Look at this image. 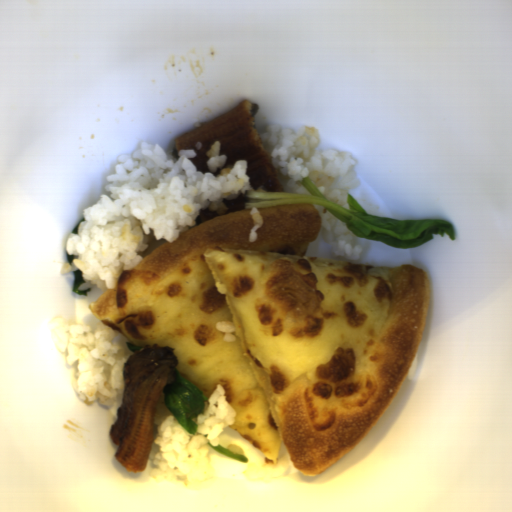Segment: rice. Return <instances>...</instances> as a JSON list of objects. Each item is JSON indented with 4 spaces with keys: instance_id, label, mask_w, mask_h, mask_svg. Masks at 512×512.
<instances>
[{
    "instance_id": "rice-1",
    "label": "rice",
    "mask_w": 512,
    "mask_h": 512,
    "mask_svg": "<svg viewBox=\"0 0 512 512\" xmlns=\"http://www.w3.org/2000/svg\"><path fill=\"white\" fill-rule=\"evenodd\" d=\"M216 141L208 152L209 172L197 171L189 158L195 150H180L178 160H168L159 144L142 142L120 156L115 173L107 178L105 190L94 206L83 212L77 233L66 240V254L74 255L61 267V274L82 271V279L102 292L117 288L123 271H131L143 261L152 239L172 244L180 234L197 225L201 210L225 215L224 200L234 201L252 191L247 175L248 161L237 160L224 167Z\"/></svg>"
},
{
    "instance_id": "rice-2",
    "label": "rice",
    "mask_w": 512,
    "mask_h": 512,
    "mask_svg": "<svg viewBox=\"0 0 512 512\" xmlns=\"http://www.w3.org/2000/svg\"><path fill=\"white\" fill-rule=\"evenodd\" d=\"M259 137L264 151L271 156L273 168L278 170L282 192L312 195L302 184L308 177L331 203L350 209L348 192L360 183L351 152L317 151L321 139L313 126H301L295 132L292 128L282 130V124L273 123Z\"/></svg>"
},
{
    "instance_id": "rice-3",
    "label": "rice",
    "mask_w": 512,
    "mask_h": 512,
    "mask_svg": "<svg viewBox=\"0 0 512 512\" xmlns=\"http://www.w3.org/2000/svg\"><path fill=\"white\" fill-rule=\"evenodd\" d=\"M51 322L54 347L67 356V365L78 360L72 384L76 395L87 405L99 399L118 417L125 395L124 366L135 353L127 345L132 342L102 321L95 330L61 318Z\"/></svg>"
},
{
    "instance_id": "rice-4",
    "label": "rice",
    "mask_w": 512,
    "mask_h": 512,
    "mask_svg": "<svg viewBox=\"0 0 512 512\" xmlns=\"http://www.w3.org/2000/svg\"><path fill=\"white\" fill-rule=\"evenodd\" d=\"M225 394V388L218 383L204 402V413L192 419L198 425L194 434L187 432L173 414L160 425L153 441L159 449L150 470L155 481H181L187 490L197 491L206 481H215L216 470L209 460L208 443L218 447L219 435L234 424L236 416Z\"/></svg>"
},
{
    "instance_id": "rice-5",
    "label": "rice",
    "mask_w": 512,
    "mask_h": 512,
    "mask_svg": "<svg viewBox=\"0 0 512 512\" xmlns=\"http://www.w3.org/2000/svg\"><path fill=\"white\" fill-rule=\"evenodd\" d=\"M313 205L322 219V237L324 242L330 244L332 255L348 260L359 259L362 248L360 244H354L352 232L347 227V223L336 217L325 206Z\"/></svg>"
},
{
    "instance_id": "rice-6",
    "label": "rice",
    "mask_w": 512,
    "mask_h": 512,
    "mask_svg": "<svg viewBox=\"0 0 512 512\" xmlns=\"http://www.w3.org/2000/svg\"><path fill=\"white\" fill-rule=\"evenodd\" d=\"M292 461L287 455L279 459L275 464H252L243 471V476L248 481H262L270 483L273 477L281 476L288 472Z\"/></svg>"
},
{
    "instance_id": "rice-7",
    "label": "rice",
    "mask_w": 512,
    "mask_h": 512,
    "mask_svg": "<svg viewBox=\"0 0 512 512\" xmlns=\"http://www.w3.org/2000/svg\"><path fill=\"white\" fill-rule=\"evenodd\" d=\"M249 215H251L252 220H253V227L250 230L249 241L253 242L258 239V233L256 232V230L261 225H263L264 220L256 207H252V209H250Z\"/></svg>"
},
{
    "instance_id": "rice-8",
    "label": "rice",
    "mask_w": 512,
    "mask_h": 512,
    "mask_svg": "<svg viewBox=\"0 0 512 512\" xmlns=\"http://www.w3.org/2000/svg\"><path fill=\"white\" fill-rule=\"evenodd\" d=\"M215 328L217 331L225 333V336L223 337L224 340L230 342L236 340V337L232 334V332L235 331L233 322L229 320H220L216 323Z\"/></svg>"
},
{
    "instance_id": "rice-9",
    "label": "rice",
    "mask_w": 512,
    "mask_h": 512,
    "mask_svg": "<svg viewBox=\"0 0 512 512\" xmlns=\"http://www.w3.org/2000/svg\"><path fill=\"white\" fill-rule=\"evenodd\" d=\"M362 209L371 216H381L383 217L382 212L380 211L379 204H374L371 201H368L366 199L358 198L355 200Z\"/></svg>"
},
{
    "instance_id": "rice-10",
    "label": "rice",
    "mask_w": 512,
    "mask_h": 512,
    "mask_svg": "<svg viewBox=\"0 0 512 512\" xmlns=\"http://www.w3.org/2000/svg\"><path fill=\"white\" fill-rule=\"evenodd\" d=\"M226 448L233 454H244L243 450L234 444H228Z\"/></svg>"
}]
</instances>
